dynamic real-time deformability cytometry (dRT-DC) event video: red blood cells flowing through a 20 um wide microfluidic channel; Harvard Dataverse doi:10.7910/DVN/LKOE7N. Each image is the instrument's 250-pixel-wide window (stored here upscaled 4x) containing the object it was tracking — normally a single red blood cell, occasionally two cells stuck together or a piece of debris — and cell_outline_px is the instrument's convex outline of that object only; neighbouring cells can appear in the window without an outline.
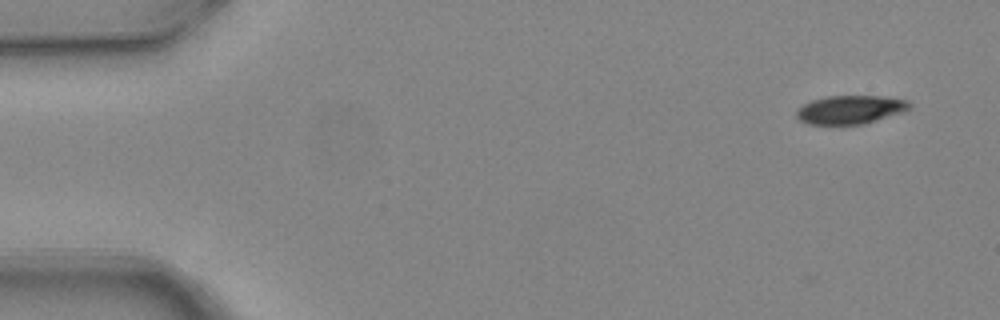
{"species": "common noctule bat (a hibernating species)", "species_latin": "Nyctalus noctula", "temperature_condition": "warm", "stored_images_in_passage": 5, "camera_frame_rate_fps": 3000, "um_per_image_px": 0.085, "animal": {"sex": "female", "body_mass_g": 24.6, "forearm_length_mm": 56.2}, "frame": {"image": 1, "passage_image": 1, "time_ms": 0.0, "image_size_px": [1000, 320], "cell_outline_px": [[912, 108], [904, 112], [864, 124], [808, 124], [800, 120], [796, 116], [796, 112], [804, 104], [812, 100], [828, 96], [880, 96], [908, 100], [912, 104]], "centroid_in_image_um": [72.33, 9.32], "position_along_channel_um": 12.7, "area_um2": 18.79}}
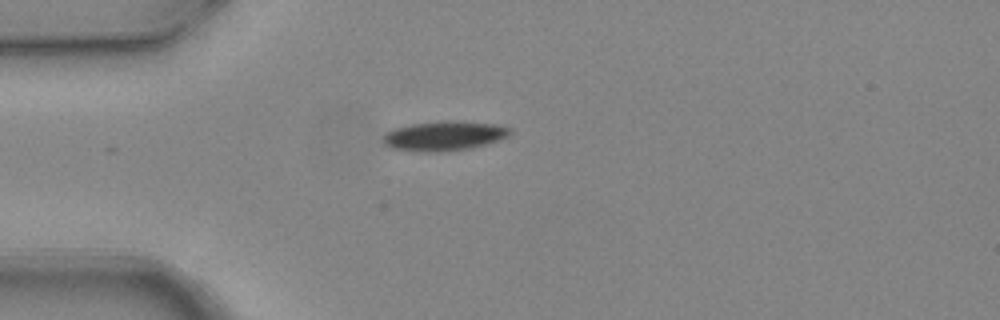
{"frame": {"image": 2, "passage_image": 4, "time_ms": 1.0, "image_size_px": [1000, 320], "cell_outline_px": [[512, 132], [508, 136], [500, 140], [472, 148], [432, 152], [424, 152], [392, 148], [384, 144], [380, 140], [392, 128], [412, 124], [440, 120], [456, 120], [496, 124], [512, 128]], "centroid_in_image_um": [37.77, 11.53], "position_along_channel_um": 47.2, "area_um2": 22.14}}